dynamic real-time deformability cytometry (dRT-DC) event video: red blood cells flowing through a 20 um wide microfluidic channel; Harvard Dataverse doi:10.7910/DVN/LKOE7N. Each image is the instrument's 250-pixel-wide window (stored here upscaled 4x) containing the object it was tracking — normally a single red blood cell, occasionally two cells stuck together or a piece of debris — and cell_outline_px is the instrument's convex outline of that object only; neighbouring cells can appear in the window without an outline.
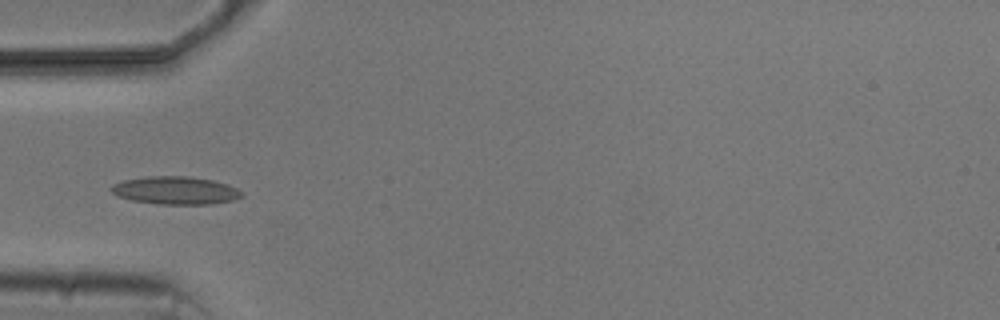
{"species": "common noctule bat (a hibernating species)", "species_latin": "Nyctalus noctula", "temperature_condition": "cold", "stored_images_in_passage": 5, "camera_frame_rate_fps": 3000, "um_per_image_px": 0.085, "animal": {"sex": "male", "body_mass_g": 20.5, "forearm_length_mm": 52.5}, "frame": {"image": 1, "passage_image": 4, "time_ms": 4.333, "image_size_px": [1000, 320], "cell_outline_px": [[244, 196], [232, 200], [212, 204], [160, 204], [132, 200], [120, 196], [112, 192], [108, 188], [112, 184], [124, 180], [148, 176], [188, 176], [212, 180], [228, 184], [244, 192]], "centroid_in_image_um": [14.94, 16.18], "position_along_channel_um": 70.1, "area_um2": 21.21}}
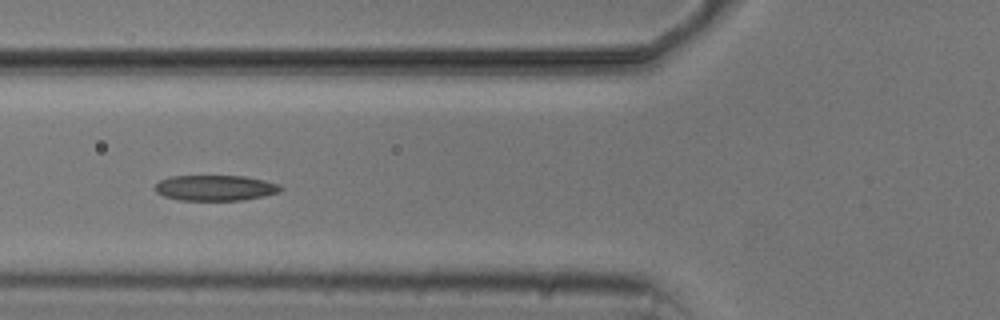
{"frame": {"image": 2, "passage_image": 5, "time_ms": 5.333, "image_size_px": [1000, 320], "cell_outline_px": [[284, 188], [280, 192], [264, 196], [240, 200], [180, 200], [164, 196], [156, 192], [156, 184], [160, 180], [172, 176], [244, 176], [264, 180], [280, 184]], "centroid_in_image_um": [18.34, 15.97], "position_along_channel_um": 107.5, "area_um2": 18.67}}